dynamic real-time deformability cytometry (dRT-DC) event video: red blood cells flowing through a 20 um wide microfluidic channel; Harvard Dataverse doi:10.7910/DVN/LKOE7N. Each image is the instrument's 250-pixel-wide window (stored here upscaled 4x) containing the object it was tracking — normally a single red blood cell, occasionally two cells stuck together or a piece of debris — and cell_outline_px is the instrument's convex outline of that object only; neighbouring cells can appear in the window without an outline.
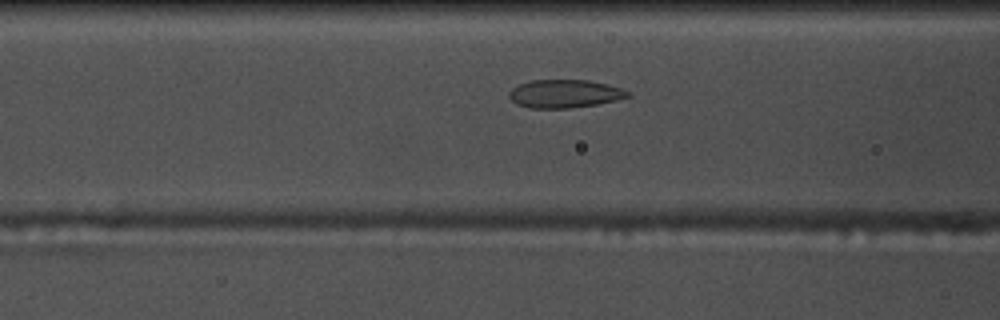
{"species": "common noctule bat (a hibernating species)", "species_latin": "Nyctalus noctula", "temperature_condition": "warm", "stored_images_in_passage": 38, "camera_frame_rate_fps": 3000, "um_per_image_px": 0.085, "animal": {"sex": "male", "body_mass_g": 17.5, "forearm_length_mm": 52.3}, "frame": {"image": 1, "passage_image": 10, "time_ms": 3.0, "image_size_px": [1000, 320], "cell_outline_px": [[632, 96], [616, 100], [596, 104], [568, 108], [528, 108], [516, 104], [508, 96], [508, 92], [512, 88], [520, 84], [532, 80], [588, 80], [620, 88], [632, 92]], "centroid_in_image_um": [47.98, 7.97], "position_along_channel_um": 118.6, "area_um2": 19.42}}
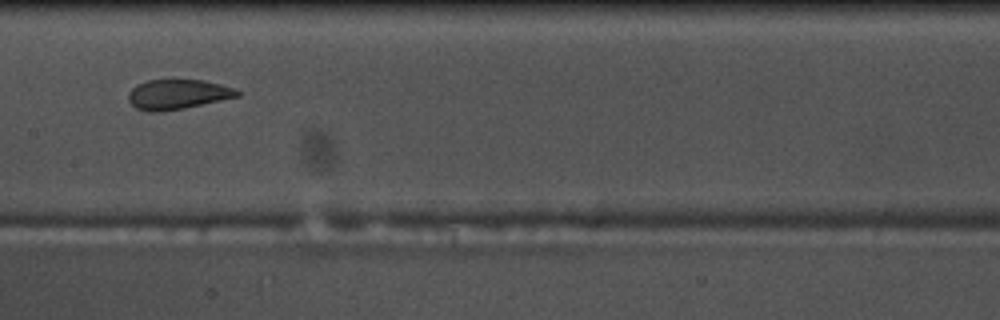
{"frame": {"image": 2, "passage_image": 16, "time_ms": 5.0, "image_size_px": [1000, 320], "cell_outline_px": [[240, 96], [184, 108], [160, 112], [148, 112], [136, 108], [128, 100], [128, 92], [136, 84], [148, 80], [204, 80], [236, 88], [240, 92]], "centroid_in_image_um": [15.09, 8.02], "position_along_channel_um": 192.3, "area_um2": 19.02}}
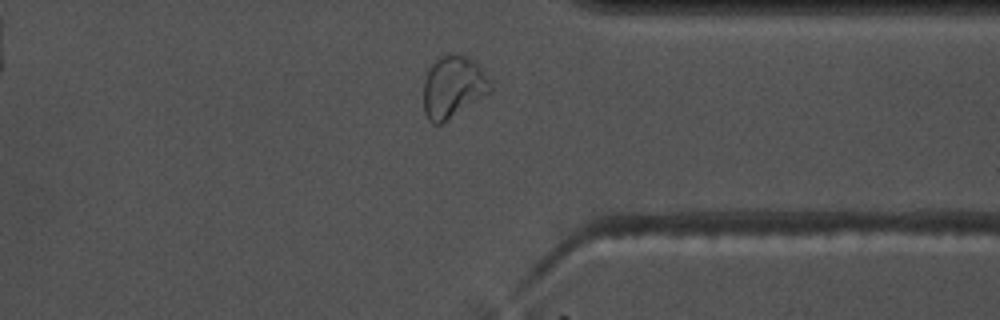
{"frame": {"image": 3, "passage_image": 31, "time_ms": 10.0, "image_size_px": [1000, 320], "cell_outline_px": [[492, 92], [440, 124], [432, 124], [428, 120], [424, 112], [424, 80], [428, 68], [440, 56], [448, 52], [456, 52], [472, 60], [480, 68], [488, 80], [492, 88]], "centroid_in_image_um": [38.48, 7.38], "position_along_channel_um": 372.9, "area_um2": 24.1}, "authors_computed_cell_mechanics": {"area_um2": 19.8832, "velocity_mm_per_s": 3.6976, "shape_relaxation_time_tau1_ms": 8.693, "shape_relaxation_time_tau2_ms": 1.2267, "deformation_change_tau1": 0.1887, "deformation_change_tau2": 0.0582}}